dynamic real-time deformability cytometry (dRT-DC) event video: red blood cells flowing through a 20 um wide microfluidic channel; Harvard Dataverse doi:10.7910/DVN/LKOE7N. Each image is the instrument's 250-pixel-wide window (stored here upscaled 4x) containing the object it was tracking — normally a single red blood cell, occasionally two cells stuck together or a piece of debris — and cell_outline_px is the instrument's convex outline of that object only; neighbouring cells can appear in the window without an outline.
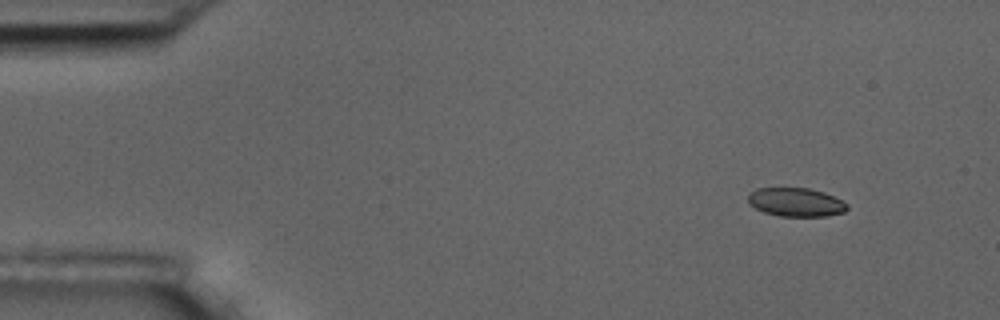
{"species": "common noctule bat (a hibernating species)", "species_latin": "Nyctalus noctula", "temperature_condition": "room temperature", "stored_images_in_passage": 4, "camera_frame_rate_fps": 3000, "um_per_image_px": 0.085, "animal": {"sex": "male", "body_mass_g": 17.5, "forearm_length_mm": 52.3}, "frame": {"image": 1, "passage_image": 1, "time_ms": 0.0, "image_size_px": [1000, 320], "cell_outline_px": [[848, 208], [844, 212], [828, 216], [780, 216], [764, 212], [756, 208], [748, 200], [748, 196], [756, 188], [808, 188], [824, 192], [848, 204]], "centroid_in_image_um": [67.68, 17.19], "position_along_channel_um": 17.3, "area_um2": 16.36}}
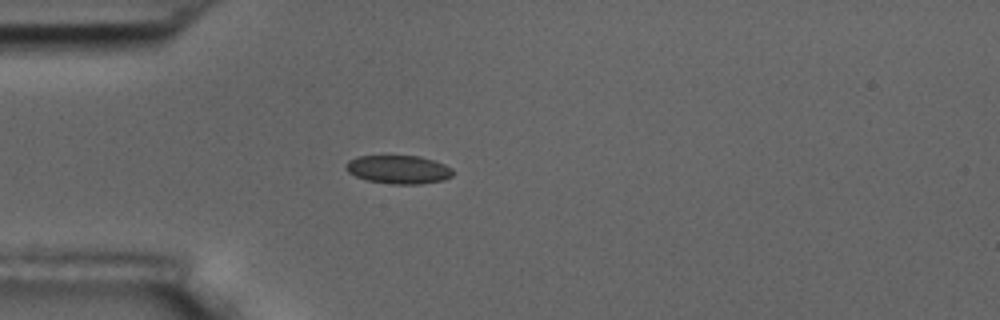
{"frame": {"image": 2, "passage_image": 3, "time_ms": 3.333, "image_size_px": [1000, 320], "cell_outline_px": [[452, 176], [444, 180], [420, 184], [392, 184], [368, 180], [356, 176], [348, 172], [344, 168], [344, 164], [348, 160], [356, 156], [420, 156], [444, 164], [452, 168]], "centroid_in_image_um": [33.84, 14.4], "position_along_channel_um": 51.2, "area_um2": 17.74}}